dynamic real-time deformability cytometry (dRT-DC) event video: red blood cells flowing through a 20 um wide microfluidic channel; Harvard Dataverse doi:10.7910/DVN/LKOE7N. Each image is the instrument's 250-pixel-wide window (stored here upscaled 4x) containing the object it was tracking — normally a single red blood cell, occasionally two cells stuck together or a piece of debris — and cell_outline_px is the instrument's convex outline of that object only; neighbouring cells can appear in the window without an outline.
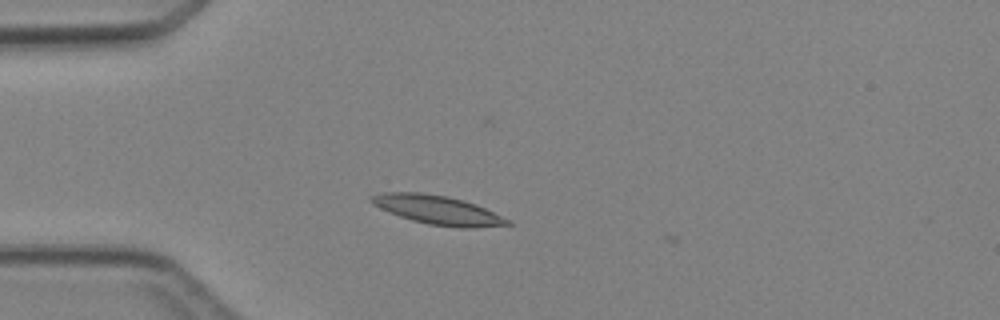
{"species": "Egyptian fruit bat (a non-hibernating species)", "species_latin": "Rousettus aegyptiacus", "temperature_condition": "cold", "stored_images_in_passage": 3, "camera_frame_rate_fps": 3000, "um_per_image_px": 0.085, "animal": {"sex": "female"}, "frame": {"image": 1, "passage_image": 2, "time_ms": 1.333, "image_size_px": [1000, 320], "cell_outline_px": [[512, 224], [472, 228], [460, 228], [428, 224], [412, 220], [400, 216], [380, 208], [372, 204], [368, 200], [368, 196], [380, 192], [420, 192], [448, 196], [464, 200], [476, 204], [512, 220]], "centroid_in_image_um": [37.19, 17.83], "position_along_channel_um": 47.8, "area_um2": 23.18}}